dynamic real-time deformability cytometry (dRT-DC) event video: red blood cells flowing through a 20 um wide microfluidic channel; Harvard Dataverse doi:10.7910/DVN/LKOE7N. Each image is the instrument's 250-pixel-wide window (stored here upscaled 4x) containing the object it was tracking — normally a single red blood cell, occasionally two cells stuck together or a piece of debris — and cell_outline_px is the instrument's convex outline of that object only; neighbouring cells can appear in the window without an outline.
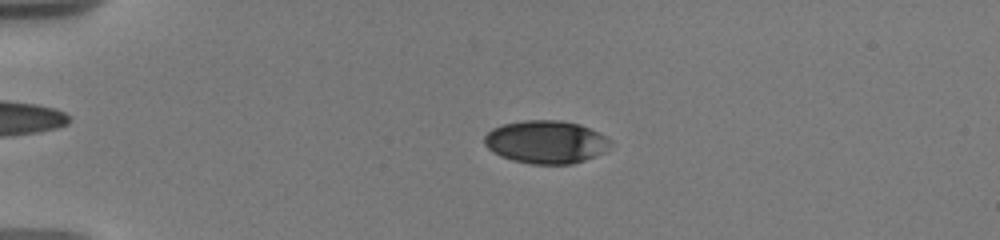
{"species": "human", "species_latin": "Homo sapiens", "temperature_condition": "warm", "stored_images_in_passage": 33, "camera_frame_rate_fps": 3000, "um_per_image_px": 0.085, "donor": {"sex": "male"}, "frame": {"image": 1, "passage_image": 22, "time_ms": 4.667, "image_size_px": [1000, 240], "cell_outline_px": [[608, 148], [604, 152], [584, 160], [572, 164], [532, 164], [512, 160], [500, 156], [488, 148], [484, 144], [484, 136], [492, 128], [504, 124], [524, 120], [560, 120], [580, 124], [604, 136], [608, 140]], "centroid_in_image_um": [46.36, 12.07], "position_along_channel_um": 38.6, "area_um2": 31.27}}